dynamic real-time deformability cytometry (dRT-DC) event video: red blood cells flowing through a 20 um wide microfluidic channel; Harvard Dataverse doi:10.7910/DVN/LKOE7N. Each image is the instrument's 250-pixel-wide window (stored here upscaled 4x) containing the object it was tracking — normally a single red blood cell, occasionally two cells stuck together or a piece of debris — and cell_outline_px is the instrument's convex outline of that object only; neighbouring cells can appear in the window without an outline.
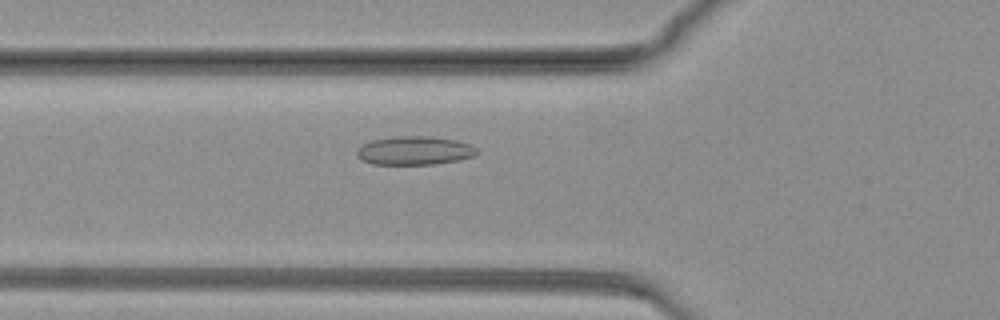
{"species": "common noctule bat (a hibernating species)", "species_latin": "Nyctalus noctula", "temperature_condition": "warm", "stored_images_in_passage": 84, "camera_frame_rate_fps": 3000, "um_per_image_px": 0.085, "animal": {"sex": "female", "body_mass_g": 19.3, "forearm_length_mm": 54.1}, "frame": {"image": 1, "passage_image": 31, "time_ms": 10.0, "image_size_px": [1000, 320], "cell_outline_px": [[476, 156], [460, 160], [432, 164], [372, 164], [356, 156], [356, 152], [364, 144], [372, 140], [392, 136], [428, 136], [456, 140], [468, 144], [476, 148]], "centroid_in_image_um": [35.24, 12.8], "position_along_channel_um": 90.6, "area_um2": 19.88}}
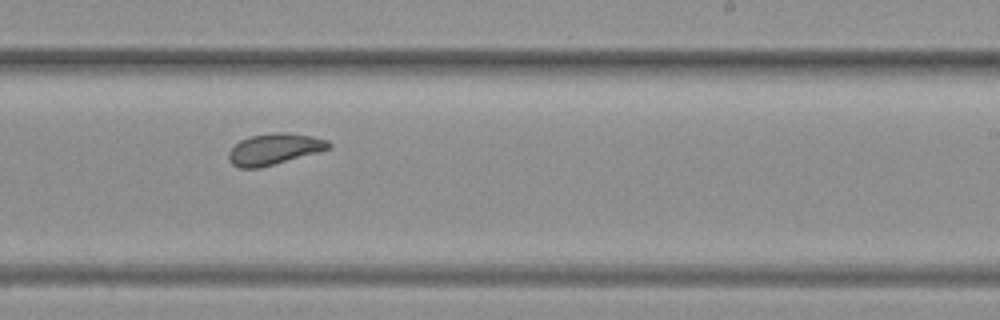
{"frame": {"image": 2, "passage_image": 52, "time_ms": 17.0, "image_size_px": [1000, 320], "cell_outline_px": [[332, 148], [260, 168], [240, 168], [232, 164], [228, 160], [228, 152], [240, 140], [248, 136], [272, 132], [280, 132], [312, 136], [328, 140], [332, 144]], "centroid_in_image_um": [23.3, 12.67], "position_along_channel_um": 265.7, "area_um2": 18.21}}
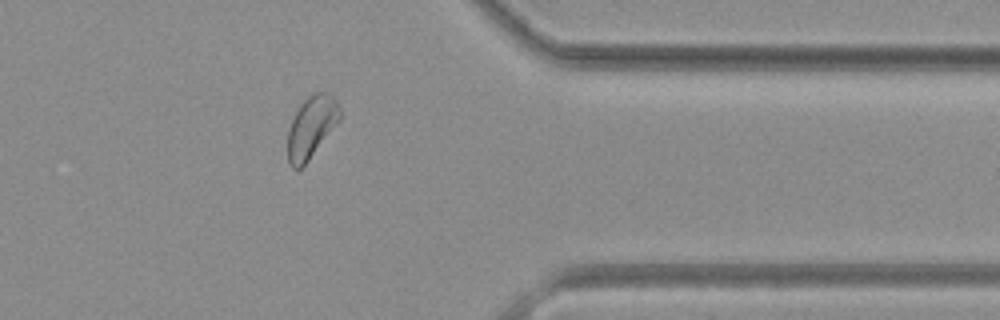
{"frame": {"image": 3, "passage_image": 68, "time_ms": 22.333, "image_size_px": [1000, 320], "cell_outline_px": [[340, 120], [308, 160], [300, 168], [292, 168], [288, 160], [288, 128], [300, 104], [308, 96], [316, 92], [324, 92], [332, 96], [336, 100], [340, 108]], "centroid_in_image_um": [26.46, 10.78], "position_along_channel_um": 384.9, "area_um2": 18.44}}